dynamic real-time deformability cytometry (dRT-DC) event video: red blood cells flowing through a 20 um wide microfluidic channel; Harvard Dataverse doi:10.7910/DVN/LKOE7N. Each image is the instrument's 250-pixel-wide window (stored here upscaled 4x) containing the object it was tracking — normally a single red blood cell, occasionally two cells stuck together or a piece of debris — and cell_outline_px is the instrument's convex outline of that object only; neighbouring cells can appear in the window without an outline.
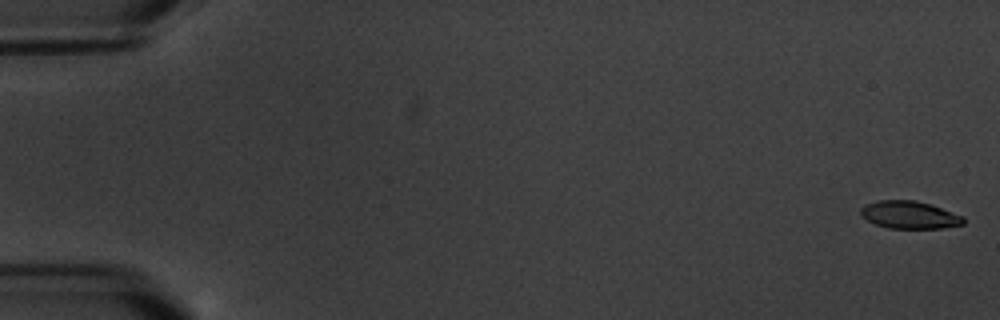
{"species": "common noctule bat (a hibernating species)", "species_latin": "Nyctalus noctula", "temperature_condition": "warm", "stored_images_in_passage": 5, "camera_frame_rate_fps": 3000, "um_per_image_px": 0.085, "animal": {"sex": "male", "body_mass_g": 20.1, "forearm_length_mm": 53.5}, "frame": {"image": 1, "passage_image": 1, "time_ms": 0.0, "image_size_px": [1000, 320], "cell_outline_px": [[964, 224], [944, 228], [888, 228], [876, 224], [860, 216], [860, 208], [864, 204], [876, 200], [916, 200], [932, 204], [964, 216]], "centroid_in_image_um": [77.3, 18.25], "position_along_channel_um": 7.7, "area_um2": 16.76}}
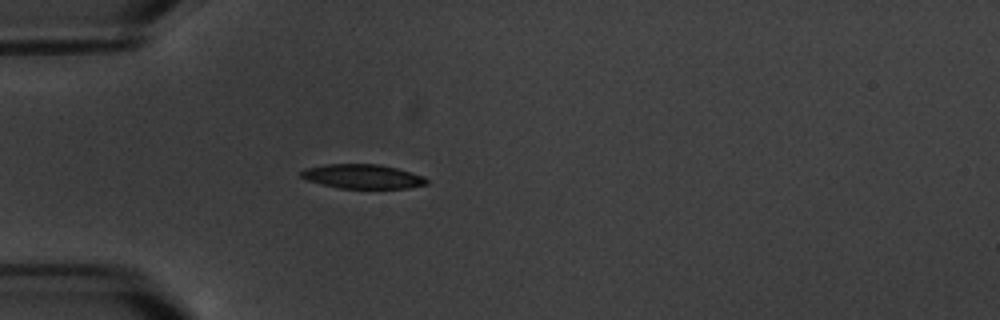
{"frame": {"image": 2, "passage_image": 5, "time_ms": 5.667, "image_size_px": [1000, 320], "cell_outline_px": [[428, 184], [408, 188], [340, 188], [308, 180], [300, 176], [300, 172], [304, 168], [324, 164], [380, 164], [396, 168], [424, 176], [428, 180]], "centroid_in_image_um": [30.83, 14.99], "position_along_channel_um": 54.2, "area_um2": 17.69}}